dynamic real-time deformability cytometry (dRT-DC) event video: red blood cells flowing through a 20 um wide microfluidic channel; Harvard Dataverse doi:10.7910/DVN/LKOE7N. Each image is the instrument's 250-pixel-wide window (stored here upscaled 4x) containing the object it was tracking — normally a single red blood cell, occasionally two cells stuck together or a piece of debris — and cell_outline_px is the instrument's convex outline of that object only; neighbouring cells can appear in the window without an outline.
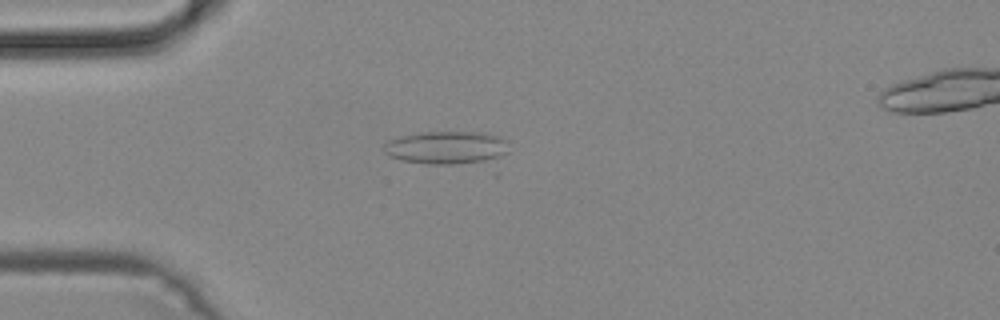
{"species": "common noctule bat (a hibernating species)", "species_latin": "Nyctalus noctula", "temperature_condition": "cold", "stored_images_in_passage": 48, "camera_frame_rate_fps": 3000, "um_per_image_px": 0.085, "animal": {"sex": "male", "body_mass_g": 19.2, "forearm_length_mm": 51.8}, "frame": {"image": 1, "passage_image": 13, "time_ms": 4.0, "image_size_px": [1000, 320], "cell_outline_px": [[508, 152], [492, 164], [424, 164], [400, 160], [388, 156], [384, 152], [384, 144], [388, 140], [400, 136], [420, 132], [484, 132], [496, 136], [504, 140]], "centroid_in_image_um": [37.99, 12.58], "position_along_channel_um": 47.0, "area_um2": 24.8}}
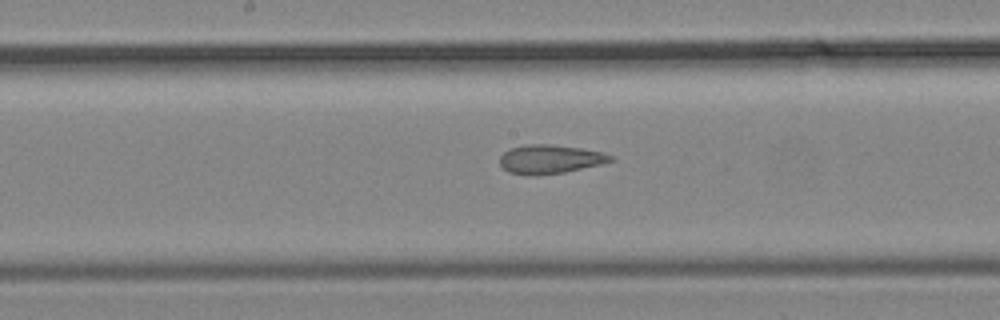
{"frame": {"image": 2, "passage_image": 25, "time_ms": 8.0, "image_size_px": [1000, 320], "cell_outline_px": [[616, 160], [600, 164], [564, 172], [536, 176], [528, 176], [508, 172], [500, 164], [500, 156], [504, 152], [512, 148], [524, 144], [548, 144], [580, 148], [604, 152], [612, 156]], "centroid_in_image_um": [46.74, 13.54], "position_along_channel_um": 201.5, "area_um2": 18.67}}
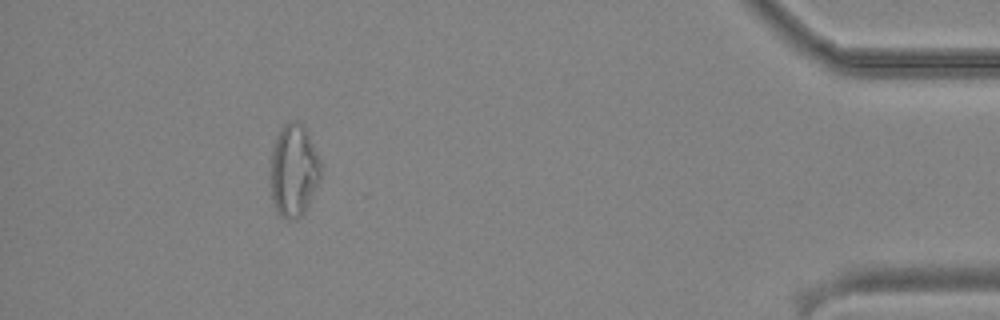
{"frame": {"image": 3, "passage_image": 44, "time_ms": 14.333, "image_size_px": [1000, 320], "cell_outline_px": [[320, 180], [304, 212], [296, 220], [288, 220], [280, 216], [272, 200], [268, 176], [272, 152], [276, 136], [280, 128], [288, 120], [296, 120], [304, 128], [320, 156]], "centroid_in_image_um": [24.93, 14.5], "position_along_channel_um": 410.3, "area_um2": 27.51}}